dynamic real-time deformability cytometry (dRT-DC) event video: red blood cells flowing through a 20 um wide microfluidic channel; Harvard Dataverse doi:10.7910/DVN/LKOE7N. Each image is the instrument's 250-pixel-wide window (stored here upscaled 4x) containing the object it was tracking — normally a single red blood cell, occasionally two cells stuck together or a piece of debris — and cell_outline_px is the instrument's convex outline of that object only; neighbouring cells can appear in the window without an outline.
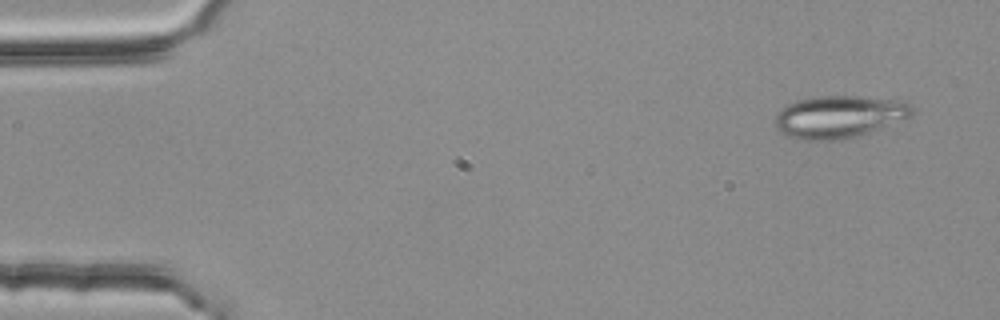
{"species": "common noctule bat (a hibernating species)", "species_latin": "Nyctalus noctula", "temperature_condition": "room temperature", "stored_images_in_passage": 4, "camera_frame_rate_fps": 3000, "um_per_image_px": 0.085, "animal": {"sex": "female", "body_mass_g": 25.1}, "frame": {"image": 1, "passage_image": 1, "time_ms": 0.0, "image_size_px": [1000, 320], "cell_outline_px": [[916, 112], [912, 116], [852, 136], [836, 140], [804, 140], [788, 136], [780, 132], [776, 124], [776, 116], [780, 108], [796, 100], [812, 96], [856, 96], [908, 100], [912, 104]], "centroid_in_image_um": [71.34, 9.88], "position_along_channel_um": 13.7, "area_um2": 33.64}}